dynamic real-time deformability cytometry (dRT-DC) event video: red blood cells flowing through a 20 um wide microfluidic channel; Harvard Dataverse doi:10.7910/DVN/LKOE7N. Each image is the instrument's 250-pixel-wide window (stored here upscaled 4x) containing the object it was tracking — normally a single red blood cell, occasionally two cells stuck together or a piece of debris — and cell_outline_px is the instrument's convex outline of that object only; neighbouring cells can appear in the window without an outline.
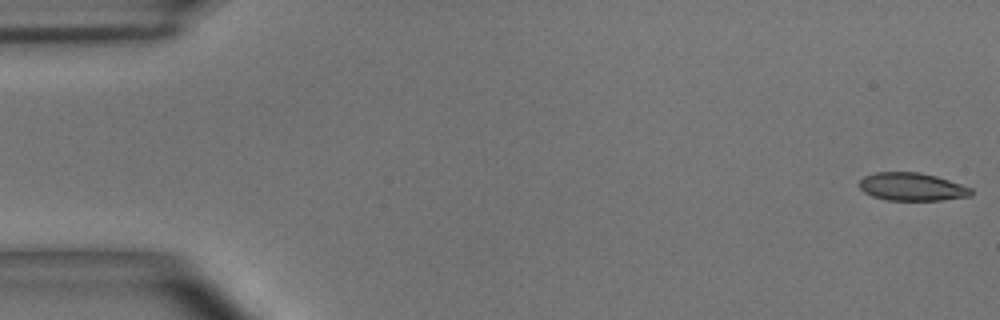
{"species": "common noctule bat (a hibernating species)", "species_latin": "Nyctalus noctula", "temperature_condition": "room temperature", "stored_images_in_passage": 54, "camera_frame_rate_fps": 3000, "um_per_image_px": 0.085, "animal": {"sex": "male", "body_mass_g": 15.6}, "frame": {"image": 1, "passage_image": 1, "time_ms": 0.0, "image_size_px": [1000, 320], "cell_outline_px": [[972, 196], [940, 200], [888, 200], [872, 196], [864, 192], [860, 188], [860, 180], [864, 176], [876, 172], [920, 172], [936, 176], [972, 188]], "centroid_in_image_um": [77.52, 15.87], "position_along_channel_um": 7.5, "area_um2": 18.15}}
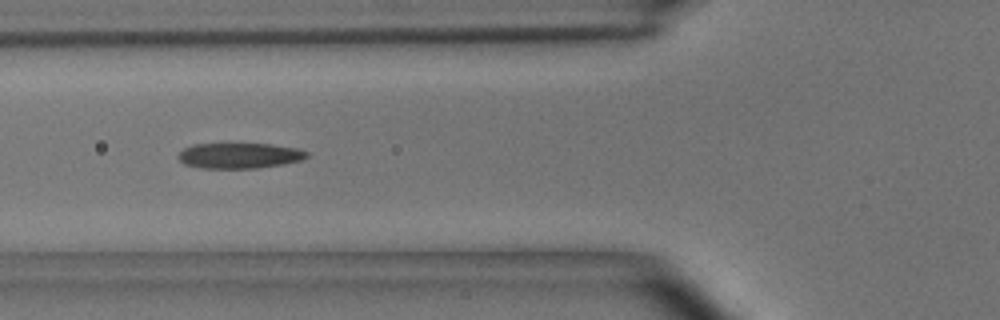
{"frame": {"image": 2, "passage_image": 20, "time_ms": 6.333, "image_size_px": [1000, 320], "cell_outline_px": [[308, 156], [300, 160], [284, 164], [256, 168], [200, 168], [184, 164], [176, 156], [184, 148], [196, 144], [272, 144], [296, 148], [308, 152]], "centroid_in_image_um": [20.34, 13.23], "position_along_channel_um": 105.5, "area_um2": 19.02}}
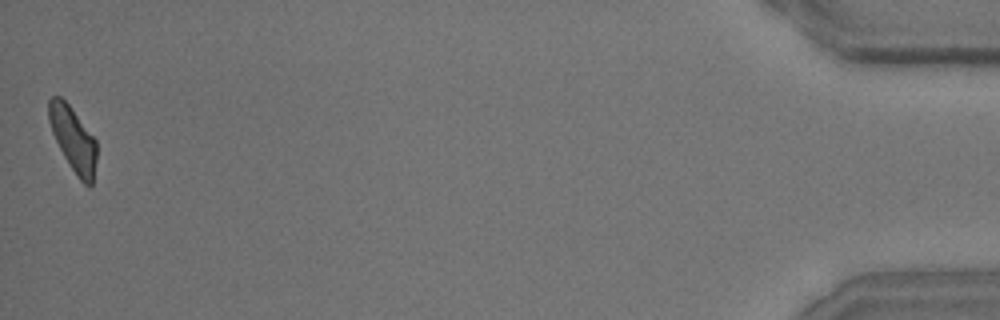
{"frame": {"image": 3, "passage_image": 54, "time_ms": 17.667, "image_size_px": [1000, 320], "cell_outline_px": [[96, 160], [92, 184], [88, 188], [76, 176], [64, 156], [52, 132], [48, 120], [48, 100], [52, 96], [60, 96], [68, 104], [96, 140]], "centroid_in_image_um": [6.21, 11.84], "position_along_channel_um": 429.0, "area_um2": 17.8}, "authors_computed_cell_mechanics": {"area_um2": 19.2185, "velocity_mm_per_s": 3.6666, "shape_relaxation_time_tau1_ms": 4.5849, "shape_relaxation_time_tau2_ms": 1.5521, "deformation_change_tau1": 0.1556, "deformation_change_tau2": 0.0908}}